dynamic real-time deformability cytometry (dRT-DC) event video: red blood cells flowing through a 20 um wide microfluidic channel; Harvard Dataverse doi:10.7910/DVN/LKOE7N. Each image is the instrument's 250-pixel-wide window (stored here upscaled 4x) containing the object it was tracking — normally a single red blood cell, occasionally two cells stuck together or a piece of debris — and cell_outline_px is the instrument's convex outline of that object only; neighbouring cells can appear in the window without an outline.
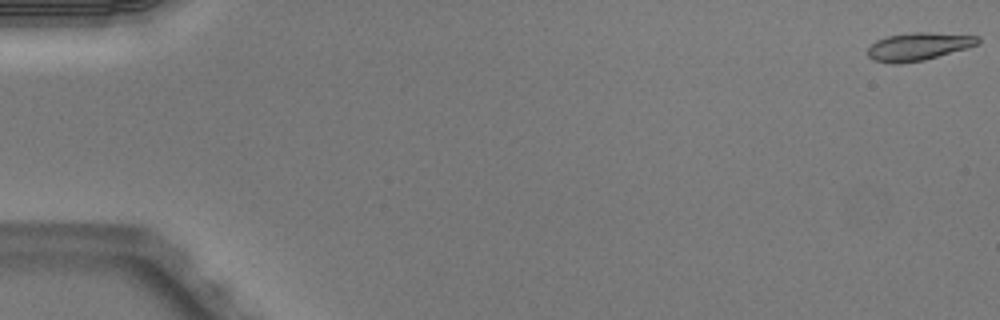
{"species": "Egyptian fruit bat (a non-hibernating species)", "species_latin": "Rousettus aegyptiacus", "temperature_condition": "warm", "stored_images_in_passage": 51, "camera_frame_rate_fps": 3000, "um_per_image_px": 0.085, "animal": {"sex": "male"}, "frame": {"image": 1, "passage_image": 1, "time_ms": 0.0, "image_size_px": [1000, 320], "cell_outline_px": [[980, 44], [968, 48], [924, 60], [900, 64], [892, 64], [872, 60], [868, 56], [868, 48], [876, 40], [888, 36], [912, 32], [928, 32], [980, 36]], "centroid_in_image_um": [78.08, 3.96], "position_along_channel_um": 6.9, "area_um2": 18.03}}
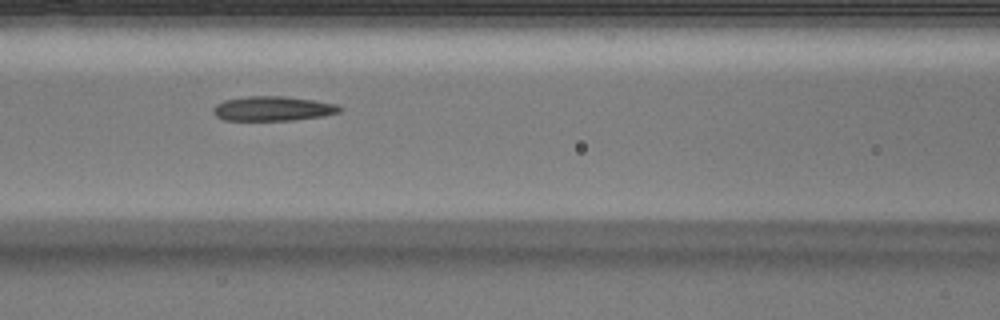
{"frame": {"image": 2, "passage_image": 23, "time_ms": 7.333, "image_size_px": [1000, 320], "cell_outline_px": [[344, 108], [340, 112], [324, 116], [292, 120], [224, 120], [216, 116], [212, 112], [216, 104], [224, 100], [244, 96], [284, 96], [312, 100], [336, 104]], "centroid_in_image_um": [23.19, 9.23], "position_along_channel_um": 143.4, "area_um2": 18.15}}
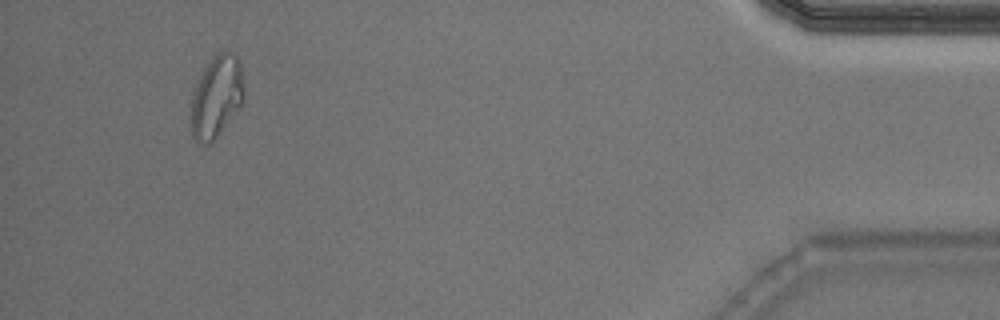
{"frame": {"image": 3, "passage_image": 48, "time_ms": 15.667, "image_size_px": [1000, 320], "cell_outline_px": [[244, 100], [220, 132], [208, 144], [204, 144], [196, 140], [192, 136], [192, 92], [204, 68], [212, 56], [220, 52], [232, 52], [236, 56], [240, 64], [244, 92]], "centroid_in_image_um": [18.4, 8.18], "position_along_channel_um": 416.8, "area_um2": 24.74}, "authors_computed_cell_mechanics": {"area_um2": 18.2648, "velocity_mm_per_s": 4.0609, "shape_relaxation_time_tau1_ms": 4.4557, "shape_relaxation_time_tau2_ms": 2.2221, "deformation_change_tau1": 0.202, "deformation_change_tau2": 0.1182}}